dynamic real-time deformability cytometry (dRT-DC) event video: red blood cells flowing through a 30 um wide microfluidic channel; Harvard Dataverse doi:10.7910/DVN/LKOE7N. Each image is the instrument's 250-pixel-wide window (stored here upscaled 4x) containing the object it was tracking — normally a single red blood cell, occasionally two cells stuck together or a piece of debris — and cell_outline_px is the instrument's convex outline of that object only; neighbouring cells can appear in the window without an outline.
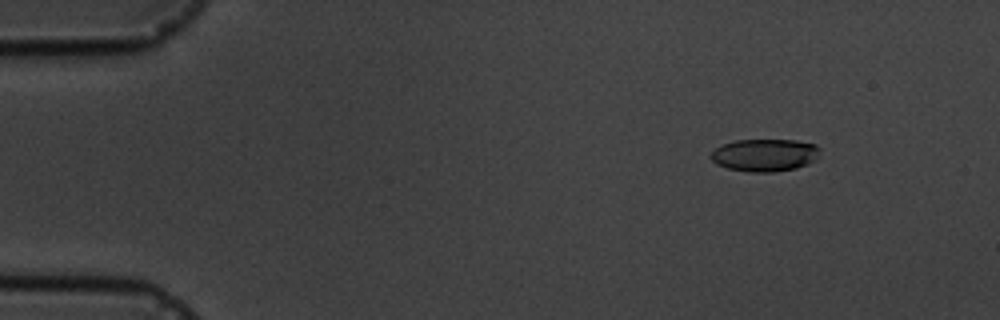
{"species": "common noctule bat (a hibernating species)", "species_latin": "Nyctalus noctula", "temperature_condition": "cold", "stored_images_in_passage": 5, "camera_frame_rate_fps": 3000, "um_per_image_px": 0.085, "animal": {"sex": "male", "body_mass_g": 19.5, "forearm_length_mm": 54.6}, "frame": {"image": 1, "passage_image": 2, "time_ms": 1.0, "image_size_px": [1000, 320], "cell_outline_px": [[820, 148], [816, 160], [808, 164], [796, 168], [772, 172], [752, 172], [728, 168], [716, 164], [712, 160], [712, 152], [716, 148], [724, 144], [736, 140], [796, 140], [816, 144]], "centroid_in_image_um": [65.05, 13.18], "position_along_channel_um": 20.0, "area_um2": 20.58}}
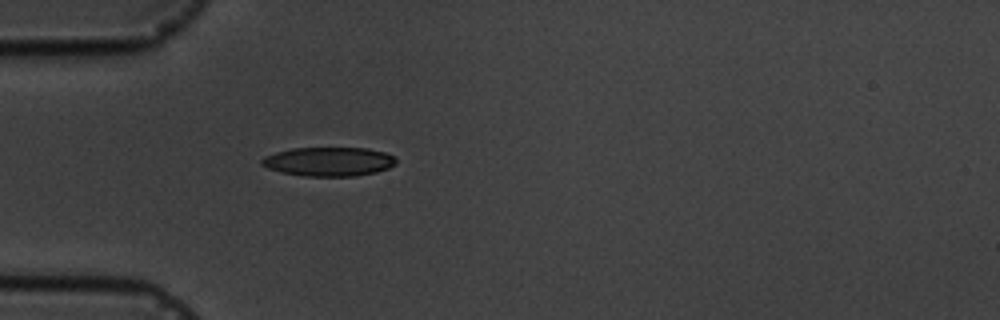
{"frame": {"image": 2, "passage_image": 5, "time_ms": 4.333, "image_size_px": [1000, 320], "cell_outline_px": [[396, 164], [388, 168], [376, 172], [356, 176], [304, 176], [284, 172], [268, 168], [260, 164], [260, 160], [264, 156], [276, 152], [292, 148], [368, 148], [384, 152], [396, 156]], "centroid_in_image_um": [27.97, 13.73], "position_along_channel_um": 57.0, "area_um2": 22.77}}